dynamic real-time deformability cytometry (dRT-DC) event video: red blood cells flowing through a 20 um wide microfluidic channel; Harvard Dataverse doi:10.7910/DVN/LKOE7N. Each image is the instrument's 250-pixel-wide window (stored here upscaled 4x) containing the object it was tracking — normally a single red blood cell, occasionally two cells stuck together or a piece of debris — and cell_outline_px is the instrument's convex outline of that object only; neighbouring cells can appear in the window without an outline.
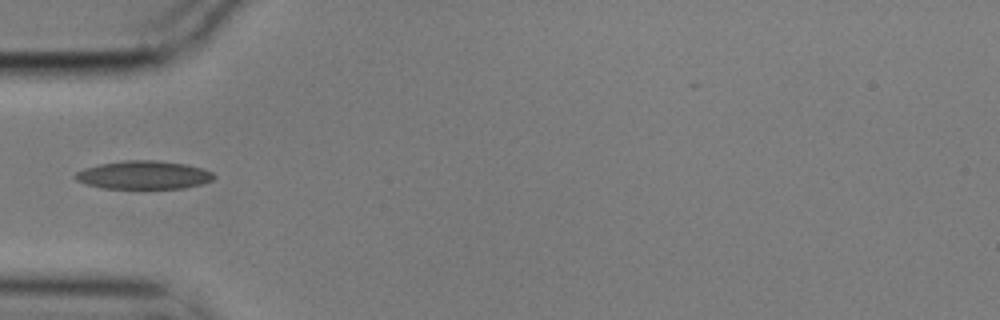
{"species": "common noctule bat (a hibernating species)", "species_latin": "Nyctalus noctula", "temperature_condition": "cold", "stored_images_in_passage": 6, "camera_frame_rate_fps": 3000, "um_per_image_px": 0.085, "animal": {"sex": "male", "body_mass_g": 17.9}, "frame": {"image": 1, "passage_image": 5, "time_ms": 1.333, "image_size_px": [1000, 320], "cell_outline_px": [[216, 176], [212, 180], [200, 184], [184, 188], [104, 188], [88, 184], [76, 180], [72, 176], [76, 172], [84, 168], [100, 164], [128, 160], [156, 160], [184, 164], [200, 168], [212, 172]], "centroid_in_image_um": [12.19, 14.87], "position_along_channel_um": 72.8, "area_um2": 22.6}}
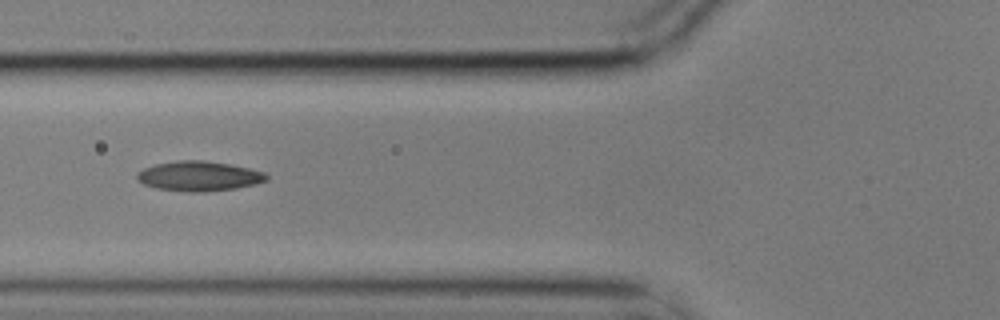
{"frame": {"image": 2, "passage_image": 6, "time_ms": 1.667, "image_size_px": [1000, 320], "cell_outline_px": [[268, 180], [256, 184], [236, 188], [204, 192], [184, 192], [156, 188], [144, 184], [136, 180], [136, 172], [144, 168], [156, 164], [180, 160], [204, 160], [228, 164], [248, 168], [264, 172], [268, 176]], "centroid_in_image_um": [16.89, 14.98], "position_along_channel_um": 108.9, "area_um2": 22.6}}